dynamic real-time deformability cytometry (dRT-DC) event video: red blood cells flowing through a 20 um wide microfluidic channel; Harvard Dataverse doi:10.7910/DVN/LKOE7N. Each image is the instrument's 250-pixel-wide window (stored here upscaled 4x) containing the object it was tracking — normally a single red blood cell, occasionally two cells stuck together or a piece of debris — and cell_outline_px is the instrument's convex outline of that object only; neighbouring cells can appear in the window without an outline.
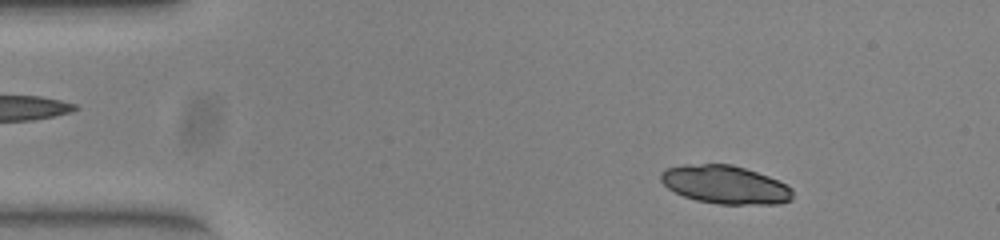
{"species": "common noctule bat (a hibernating species)", "species_latin": "Nyctalus noctula", "temperature_condition": "warm", "stored_images_in_passage": 49, "camera_frame_rate_fps": 3000, "um_per_image_px": 0.085, "animal": {"sex": "female", "body_mass_g": 23.0, "forearm_length_mm": 53.4}, "frame": {"image": 1, "passage_image": 5, "time_ms": 1.333, "image_size_px": [1000, 240], "cell_outline_px": [[792, 200], [780, 204], [720, 204], [696, 200], [684, 196], [668, 188], [660, 180], [660, 172], [664, 168], [684, 164], [732, 164], [768, 176], [792, 188]], "centroid_in_image_um": [61.61, 15.69], "position_along_channel_um": 23.4, "area_um2": 29.42}}